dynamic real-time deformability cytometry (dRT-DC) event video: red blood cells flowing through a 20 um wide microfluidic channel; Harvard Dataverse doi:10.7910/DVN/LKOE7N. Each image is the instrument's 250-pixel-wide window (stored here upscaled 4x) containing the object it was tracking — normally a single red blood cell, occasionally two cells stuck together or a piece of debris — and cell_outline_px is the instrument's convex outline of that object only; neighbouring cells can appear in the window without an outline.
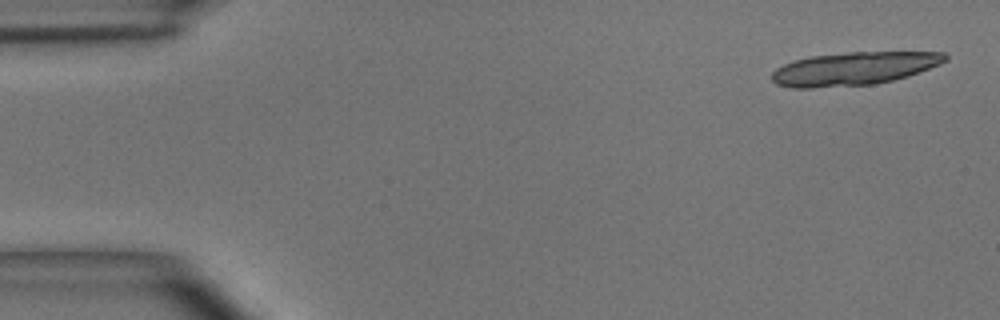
{"species": "common noctule bat (a hibernating species)", "species_latin": "Nyctalus noctula", "temperature_condition": "room temperature", "stored_images_in_passage": 4, "camera_frame_rate_fps": 3000, "um_per_image_px": 0.085, "animal": {"sex": "male", "body_mass_g": 15.6}, "frame": {"image": 1, "passage_image": 1, "time_ms": 0.0, "image_size_px": [1000, 320], "cell_outline_px": [[948, 60], [940, 64], [892, 80], [872, 84], [812, 88], [792, 88], [776, 84], [772, 80], [772, 72], [776, 68], [784, 64], [796, 60], [812, 56], [848, 52], [944, 52], [948, 56]], "centroid_in_image_um": [72.55, 5.83], "position_along_channel_um": 12.5, "area_um2": 33.12}}